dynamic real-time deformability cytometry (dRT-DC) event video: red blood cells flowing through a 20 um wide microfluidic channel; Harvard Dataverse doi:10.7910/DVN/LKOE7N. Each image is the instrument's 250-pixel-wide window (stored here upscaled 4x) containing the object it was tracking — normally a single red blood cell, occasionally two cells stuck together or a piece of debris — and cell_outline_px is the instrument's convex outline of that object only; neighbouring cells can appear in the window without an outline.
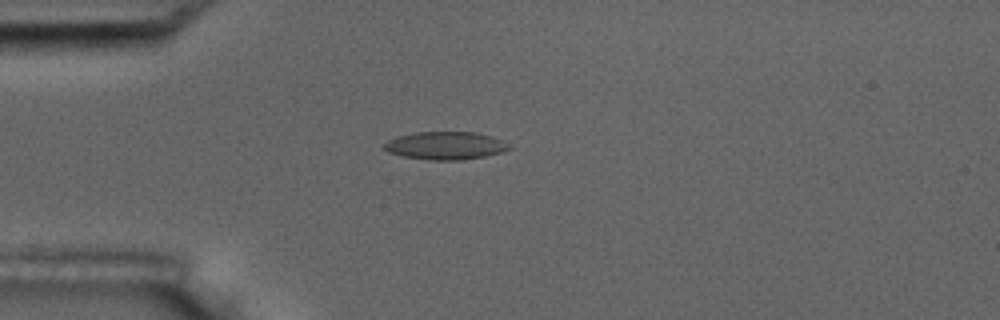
{"species": "common noctule bat (a hibernating species)", "species_latin": "Nyctalus noctula", "temperature_condition": "room temperature", "stored_images_in_passage": 5, "camera_frame_rate_fps": 3000, "um_per_image_px": 0.085, "animal": {"sex": "male", "body_mass_g": 17.5, "forearm_length_mm": 52.3}, "frame": {"image": 1, "passage_image": 5, "time_ms": 4.667, "image_size_px": [1000, 320], "cell_outline_px": [[512, 148], [500, 152], [484, 156], [464, 160], [428, 160], [404, 156], [388, 152], [380, 144], [396, 136], [416, 132], [476, 132], [492, 136], [512, 144]], "centroid_in_image_um": [37.86, 12.37], "position_along_channel_um": 47.1, "area_um2": 20.52}}